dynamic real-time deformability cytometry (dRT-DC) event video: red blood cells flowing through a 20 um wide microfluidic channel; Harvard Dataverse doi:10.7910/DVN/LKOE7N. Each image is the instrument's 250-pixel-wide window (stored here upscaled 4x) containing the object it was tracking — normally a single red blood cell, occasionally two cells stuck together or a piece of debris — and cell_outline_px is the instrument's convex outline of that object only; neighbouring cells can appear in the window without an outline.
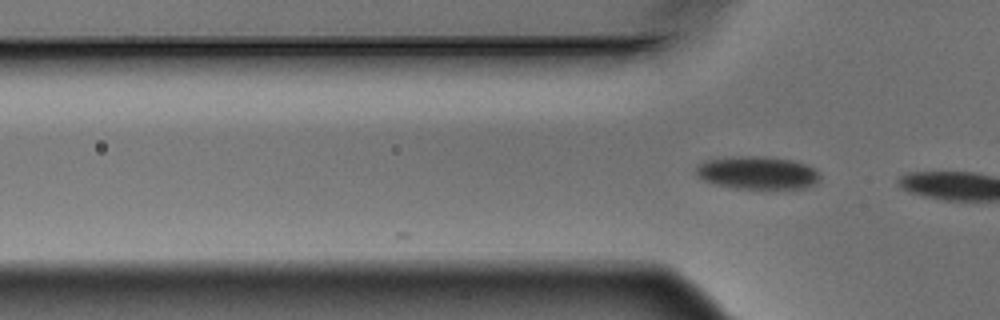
{"species": "Egyptian fruit bat (a non-hibernating species)", "species_latin": "Rousettus aegyptiacus", "temperature_condition": "warm", "stored_images_in_passage": 2, "camera_frame_rate_fps": 3000, "um_per_image_px": 0.085, "animal": {"sex": "male"}, "frame": {"image": 1, "passage_image": 2, "time_ms": 0.333, "image_size_px": [1000, 320], "cell_outline_px": [[820, 180], [816, 184], [804, 188], [736, 188], [716, 184], [704, 180], [696, 176], [692, 172], [696, 164], [704, 160], [732, 156], [764, 156], [792, 160], [808, 164], [820, 172]], "centroid_in_image_um": [64.35, 14.67], "position_along_channel_um": 61.4, "area_um2": 24.22}}